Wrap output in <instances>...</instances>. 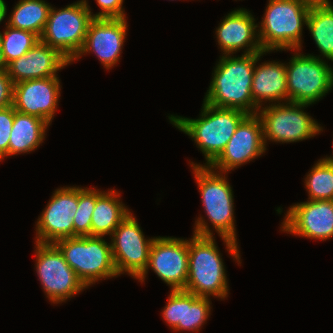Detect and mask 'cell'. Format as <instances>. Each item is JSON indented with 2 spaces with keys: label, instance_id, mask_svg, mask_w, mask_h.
I'll list each match as a JSON object with an SVG mask.
<instances>
[{
  "label": "cell",
  "instance_id": "obj_1",
  "mask_svg": "<svg viewBox=\"0 0 333 333\" xmlns=\"http://www.w3.org/2000/svg\"><path fill=\"white\" fill-rule=\"evenodd\" d=\"M264 52L220 57L204 102L216 107L234 108L247 114H257L261 109L251 94L254 68ZM259 109V110H258Z\"/></svg>",
  "mask_w": 333,
  "mask_h": 333
},
{
  "label": "cell",
  "instance_id": "obj_2",
  "mask_svg": "<svg viewBox=\"0 0 333 333\" xmlns=\"http://www.w3.org/2000/svg\"><path fill=\"white\" fill-rule=\"evenodd\" d=\"M194 235L188 241V278L185 291L198 297L225 298L228 284L224 264L209 226L201 217L196 221Z\"/></svg>",
  "mask_w": 333,
  "mask_h": 333
},
{
  "label": "cell",
  "instance_id": "obj_3",
  "mask_svg": "<svg viewBox=\"0 0 333 333\" xmlns=\"http://www.w3.org/2000/svg\"><path fill=\"white\" fill-rule=\"evenodd\" d=\"M201 117L190 119L169 116L171 123L189 135L204 153L209 166L225 149L240 122L248 115L234 108L211 106L203 103Z\"/></svg>",
  "mask_w": 333,
  "mask_h": 333
},
{
  "label": "cell",
  "instance_id": "obj_4",
  "mask_svg": "<svg viewBox=\"0 0 333 333\" xmlns=\"http://www.w3.org/2000/svg\"><path fill=\"white\" fill-rule=\"evenodd\" d=\"M196 182L199 186L201 199L207 216L226 243L229 253L237 262L239 250L234 225V205L231 186L222 173H216L209 166L191 164Z\"/></svg>",
  "mask_w": 333,
  "mask_h": 333
},
{
  "label": "cell",
  "instance_id": "obj_5",
  "mask_svg": "<svg viewBox=\"0 0 333 333\" xmlns=\"http://www.w3.org/2000/svg\"><path fill=\"white\" fill-rule=\"evenodd\" d=\"M310 8L300 0H269L258 38L267 53L272 50L301 49L303 24Z\"/></svg>",
  "mask_w": 333,
  "mask_h": 333
},
{
  "label": "cell",
  "instance_id": "obj_6",
  "mask_svg": "<svg viewBox=\"0 0 333 333\" xmlns=\"http://www.w3.org/2000/svg\"><path fill=\"white\" fill-rule=\"evenodd\" d=\"M54 244L86 287L102 278L118 276L111 244L103 237L74 236L59 239Z\"/></svg>",
  "mask_w": 333,
  "mask_h": 333
},
{
  "label": "cell",
  "instance_id": "obj_7",
  "mask_svg": "<svg viewBox=\"0 0 333 333\" xmlns=\"http://www.w3.org/2000/svg\"><path fill=\"white\" fill-rule=\"evenodd\" d=\"M89 5L82 0L61 10L50 8L40 41L57 49L70 62L81 50L93 20Z\"/></svg>",
  "mask_w": 333,
  "mask_h": 333
},
{
  "label": "cell",
  "instance_id": "obj_8",
  "mask_svg": "<svg viewBox=\"0 0 333 333\" xmlns=\"http://www.w3.org/2000/svg\"><path fill=\"white\" fill-rule=\"evenodd\" d=\"M286 66L288 102L312 104L333 87V70L313 55L297 54Z\"/></svg>",
  "mask_w": 333,
  "mask_h": 333
},
{
  "label": "cell",
  "instance_id": "obj_9",
  "mask_svg": "<svg viewBox=\"0 0 333 333\" xmlns=\"http://www.w3.org/2000/svg\"><path fill=\"white\" fill-rule=\"evenodd\" d=\"M310 104L287 102L262 107L259 115L263 127L264 143L267 140L282 143L302 141L314 137L322 127L301 108ZM267 138V140H266Z\"/></svg>",
  "mask_w": 333,
  "mask_h": 333
},
{
  "label": "cell",
  "instance_id": "obj_10",
  "mask_svg": "<svg viewBox=\"0 0 333 333\" xmlns=\"http://www.w3.org/2000/svg\"><path fill=\"white\" fill-rule=\"evenodd\" d=\"M36 258L38 277L51 302H63L87 288L54 243L36 242Z\"/></svg>",
  "mask_w": 333,
  "mask_h": 333
},
{
  "label": "cell",
  "instance_id": "obj_11",
  "mask_svg": "<svg viewBox=\"0 0 333 333\" xmlns=\"http://www.w3.org/2000/svg\"><path fill=\"white\" fill-rule=\"evenodd\" d=\"M111 236L112 256L118 275L127 272L137 279L146 270L154 238L145 239L136 217L131 212Z\"/></svg>",
  "mask_w": 333,
  "mask_h": 333
},
{
  "label": "cell",
  "instance_id": "obj_12",
  "mask_svg": "<svg viewBox=\"0 0 333 333\" xmlns=\"http://www.w3.org/2000/svg\"><path fill=\"white\" fill-rule=\"evenodd\" d=\"M188 266V240L156 237L151 244L146 270L137 279L143 282L148 268H152L171 286V290H184L188 278Z\"/></svg>",
  "mask_w": 333,
  "mask_h": 333
},
{
  "label": "cell",
  "instance_id": "obj_13",
  "mask_svg": "<svg viewBox=\"0 0 333 333\" xmlns=\"http://www.w3.org/2000/svg\"><path fill=\"white\" fill-rule=\"evenodd\" d=\"M79 203V187L60 188L55 191L37 222V243H55L62 238L74 237V216Z\"/></svg>",
  "mask_w": 333,
  "mask_h": 333
},
{
  "label": "cell",
  "instance_id": "obj_14",
  "mask_svg": "<svg viewBox=\"0 0 333 333\" xmlns=\"http://www.w3.org/2000/svg\"><path fill=\"white\" fill-rule=\"evenodd\" d=\"M263 127L257 114H248L238 125L225 149L209 165L211 169L228 172L265 152Z\"/></svg>",
  "mask_w": 333,
  "mask_h": 333
},
{
  "label": "cell",
  "instance_id": "obj_15",
  "mask_svg": "<svg viewBox=\"0 0 333 333\" xmlns=\"http://www.w3.org/2000/svg\"><path fill=\"white\" fill-rule=\"evenodd\" d=\"M282 231L311 239L333 237V200H308L291 206Z\"/></svg>",
  "mask_w": 333,
  "mask_h": 333
},
{
  "label": "cell",
  "instance_id": "obj_16",
  "mask_svg": "<svg viewBox=\"0 0 333 333\" xmlns=\"http://www.w3.org/2000/svg\"><path fill=\"white\" fill-rule=\"evenodd\" d=\"M127 30L126 18H94L88 27L84 44L78 55L95 52L106 69L117 64L125 41Z\"/></svg>",
  "mask_w": 333,
  "mask_h": 333
},
{
  "label": "cell",
  "instance_id": "obj_17",
  "mask_svg": "<svg viewBox=\"0 0 333 333\" xmlns=\"http://www.w3.org/2000/svg\"><path fill=\"white\" fill-rule=\"evenodd\" d=\"M59 95L57 76L18 82L14 84L13 107L20 113L39 117L50 125Z\"/></svg>",
  "mask_w": 333,
  "mask_h": 333
},
{
  "label": "cell",
  "instance_id": "obj_18",
  "mask_svg": "<svg viewBox=\"0 0 333 333\" xmlns=\"http://www.w3.org/2000/svg\"><path fill=\"white\" fill-rule=\"evenodd\" d=\"M71 63L57 49L40 40L28 52L8 64V75L14 84L57 76L56 72Z\"/></svg>",
  "mask_w": 333,
  "mask_h": 333
},
{
  "label": "cell",
  "instance_id": "obj_19",
  "mask_svg": "<svg viewBox=\"0 0 333 333\" xmlns=\"http://www.w3.org/2000/svg\"><path fill=\"white\" fill-rule=\"evenodd\" d=\"M254 21L252 14L245 9L234 10L223 19L216 34L224 55L233 54L242 47H247L245 54L264 52L255 31L258 25Z\"/></svg>",
  "mask_w": 333,
  "mask_h": 333
},
{
  "label": "cell",
  "instance_id": "obj_20",
  "mask_svg": "<svg viewBox=\"0 0 333 333\" xmlns=\"http://www.w3.org/2000/svg\"><path fill=\"white\" fill-rule=\"evenodd\" d=\"M167 305L162 311L164 320L176 330L199 331L210 313L207 297H198L185 290H171Z\"/></svg>",
  "mask_w": 333,
  "mask_h": 333
},
{
  "label": "cell",
  "instance_id": "obj_21",
  "mask_svg": "<svg viewBox=\"0 0 333 333\" xmlns=\"http://www.w3.org/2000/svg\"><path fill=\"white\" fill-rule=\"evenodd\" d=\"M251 94L258 107L263 100L275 102L284 98L288 102L286 65L266 62L254 68Z\"/></svg>",
  "mask_w": 333,
  "mask_h": 333
},
{
  "label": "cell",
  "instance_id": "obj_22",
  "mask_svg": "<svg viewBox=\"0 0 333 333\" xmlns=\"http://www.w3.org/2000/svg\"><path fill=\"white\" fill-rule=\"evenodd\" d=\"M48 125L45 120L39 117L15 110L8 156L31 152L37 148L43 142Z\"/></svg>",
  "mask_w": 333,
  "mask_h": 333
},
{
  "label": "cell",
  "instance_id": "obj_23",
  "mask_svg": "<svg viewBox=\"0 0 333 333\" xmlns=\"http://www.w3.org/2000/svg\"><path fill=\"white\" fill-rule=\"evenodd\" d=\"M115 190L107 193L96 190V205L91 221V236L112 235L130 211L120 202Z\"/></svg>",
  "mask_w": 333,
  "mask_h": 333
},
{
  "label": "cell",
  "instance_id": "obj_24",
  "mask_svg": "<svg viewBox=\"0 0 333 333\" xmlns=\"http://www.w3.org/2000/svg\"><path fill=\"white\" fill-rule=\"evenodd\" d=\"M51 6L43 0H20L14 7L7 25L33 32L41 37Z\"/></svg>",
  "mask_w": 333,
  "mask_h": 333
},
{
  "label": "cell",
  "instance_id": "obj_25",
  "mask_svg": "<svg viewBox=\"0 0 333 333\" xmlns=\"http://www.w3.org/2000/svg\"><path fill=\"white\" fill-rule=\"evenodd\" d=\"M306 26L322 55L333 61V6L310 8Z\"/></svg>",
  "mask_w": 333,
  "mask_h": 333
},
{
  "label": "cell",
  "instance_id": "obj_26",
  "mask_svg": "<svg viewBox=\"0 0 333 333\" xmlns=\"http://www.w3.org/2000/svg\"><path fill=\"white\" fill-rule=\"evenodd\" d=\"M40 38L33 32L6 26V31L0 33V45L7 65L25 55Z\"/></svg>",
  "mask_w": 333,
  "mask_h": 333
},
{
  "label": "cell",
  "instance_id": "obj_27",
  "mask_svg": "<svg viewBox=\"0 0 333 333\" xmlns=\"http://www.w3.org/2000/svg\"><path fill=\"white\" fill-rule=\"evenodd\" d=\"M308 200H333V164L322 159L311 169L305 180Z\"/></svg>",
  "mask_w": 333,
  "mask_h": 333
},
{
  "label": "cell",
  "instance_id": "obj_28",
  "mask_svg": "<svg viewBox=\"0 0 333 333\" xmlns=\"http://www.w3.org/2000/svg\"><path fill=\"white\" fill-rule=\"evenodd\" d=\"M96 205V190L79 188V203L74 216V236H91V221Z\"/></svg>",
  "mask_w": 333,
  "mask_h": 333
},
{
  "label": "cell",
  "instance_id": "obj_29",
  "mask_svg": "<svg viewBox=\"0 0 333 333\" xmlns=\"http://www.w3.org/2000/svg\"><path fill=\"white\" fill-rule=\"evenodd\" d=\"M15 109L13 105L0 109V161L8 156L10 132L13 127Z\"/></svg>",
  "mask_w": 333,
  "mask_h": 333
},
{
  "label": "cell",
  "instance_id": "obj_30",
  "mask_svg": "<svg viewBox=\"0 0 333 333\" xmlns=\"http://www.w3.org/2000/svg\"><path fill=\"white\" fill-rule=\"evenodd\" d=\"M101 12L94 14L93 18H125L122 8L123 0H96Z\"/></svg>",
  "mask_w": 333,
  "mask_h": 333
},
{
  "label": "cell",
  "instance_id": "obj_31",
  "mask_svg": "<svg viewBox=\"0 0 333 333\" xmlns=\"http://www.w3.org/2000/svg\"><path fill=\"white\" fill-rule=\"evenodd\" d=\"M14 83L7 70L0 71V109L13 105Z\"/></svg>",
  "mask_w": 333,
  "mask_h": 333
},
{
  "label": "cell",
  "instance_id": "obj_32",
  "mask_svg": "<svg viewBox=\"0 0 333 333\" xmlns=\"http://www.w3.org/2000/svg\"><path fill=\"white\" fill-rule=\"evenodd\" d=\"M300 1L309 8L332 6L329 0H300Z\"/></svg>",
  "mask_w": 333,
  "mask_h": 333
},
{
  "label": "cell",
  "instance_id": "obj_33",
  "mask_svg": "<svg viewBox=\"0 0 333 333\" xmlns=\"http://www.w3.org/2000/svg\"><path fill=\"white\" fill-rule=\"evenodd\" d=\"M7 12V6L4 0H0V23L5 18Z\"/></svg>",
  "mask_w": 333,
  "mask_h": 333
},
{
  "label": "cell",
  "instance_id": "obj_34",
  "mask_svg": "<svg viewBox=\"0 0 333 333\" xmlns=\"http://www.w3.org/2000/svg\"><path fill=\"white\" fill-rule=\"evenodd\" d=\"M8 68V65L4 59V56H3V52H2V49H1V45H0V71L1 70H7Z\"/></svg>",
  "mask_w": 333,
  "mask_h": 333
},
{
  "label": "cell",
  "instance_id": "obj_35",
  "mask_svg": "<svg viewBox=\"0 0 333 333\" xmlns=\"http://www.w3.org/2000/svg\"><path fill=\"white\" fill-rule=\"evenodd\" d=\"M322 160L329 163V164H333V157L323 158Z\"/></svg>",
  "mask_w": 333,
  "mask_h": 333
}]
</instances>
